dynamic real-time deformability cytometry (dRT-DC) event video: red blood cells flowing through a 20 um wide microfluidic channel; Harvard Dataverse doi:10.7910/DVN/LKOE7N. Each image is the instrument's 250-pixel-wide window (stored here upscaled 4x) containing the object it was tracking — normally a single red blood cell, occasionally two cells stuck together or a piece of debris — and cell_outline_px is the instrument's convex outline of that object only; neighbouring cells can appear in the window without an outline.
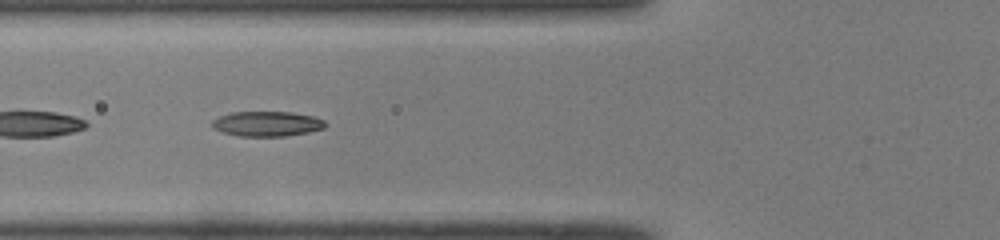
{"species": "common noctule bat (a hibernating species)", "species_latin": "Nyctalus noctula", "temperature_condition": "room temperature", "stored_images_in_passage": 37, "camera_frame_rate_fps": 3000, "um_per_image_px": 0.085, "animal": {"sex": "male", "body_mass_g": 19.0, "forearm_length_mm": 50.8}, "frame": {"image": 1, "passage_image": 6, "time_ms": 1.667, "image_size_px": [1000, 240], "cell_outline_px": [[328, 124], [324, 128], [308, 132], [284, 136], [240, 136], [224, 132], [212, 128], [212, 120], [220, 116], [232, 112], [292, 112], [312, 116], [324, 120]], "centroid_in_image_um": [22.71, 10.52], "position_along_channel_um": 103.1, "area_um2": 16.42}, "authors_computed_cell_mechanics": {"area_um2": 16.4152, "velocity_mm_per_s": 4.0931, "shape_relaxation_time_tau1_ms": null, "shape_relaxation_time_tau2_ms": 3.0238, "deformation_change_tau1": null, "deformation_change_tau2": 0.0897}}